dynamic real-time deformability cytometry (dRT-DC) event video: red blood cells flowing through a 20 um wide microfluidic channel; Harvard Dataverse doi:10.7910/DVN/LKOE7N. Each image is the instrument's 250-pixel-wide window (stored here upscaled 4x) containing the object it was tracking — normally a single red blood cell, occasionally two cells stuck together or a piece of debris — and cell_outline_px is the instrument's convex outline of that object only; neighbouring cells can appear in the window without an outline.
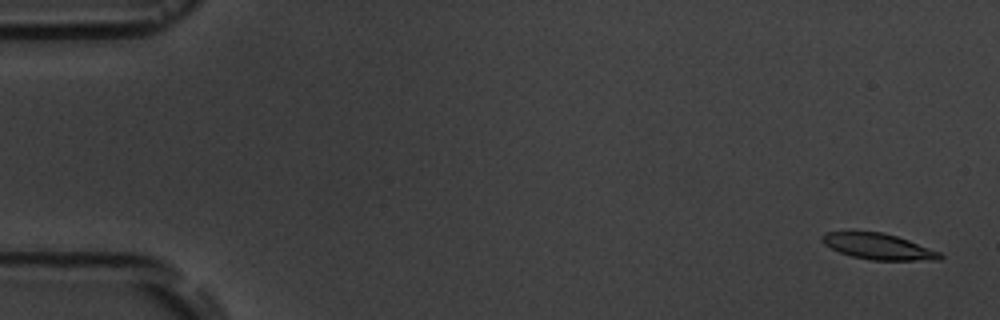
{"species": "common noctule bat (a hibernating species)", "species_latin": "Nyctalus noctula", "temperature_condition": "room temperature", "stored_images_in_passage": 5, "camera_frame_rate_fps": 3000, "um_per_image_px": 0.085, "animal": {"sex": "male", "body_mass_g": 19.5, "forearm_length_mm": 54.6}, "frame": {"image": 1, "passage_image": 1, "time_ms": 0.0, "image_size_px": [1000, 320], "cell_outline_px": [[944, 256], [940, 260], [872, 260], [852, 256], [840, 252], [824, 244], [820, 240], [820, 236], [824, 232], [884, 232], [908, 240], [940, 252]], "centroid_in_image_um": [74.65, 20.95], "position_along_channel_um": 10.3, "area_um2": 17.69}}
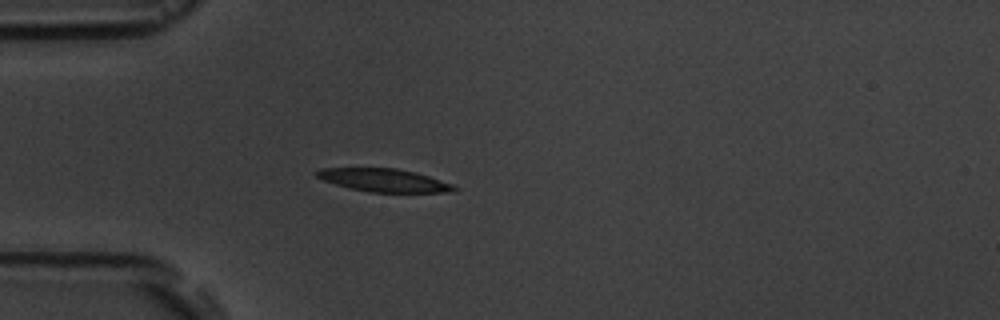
{"frame": {"image": 2, "passage_image": 5, "time_ms": 4.667, "image_size_px": [1000, 320], "cell_outline_px": [[456, 192], [368, 192], [336, 184], [324, 180], [316, 176], [312, 172], [320, 168], [396, 168], [416, 172], [452, 184], [456, 188]], "centroid_in_image_um": [32.62, 15.31], "position_along_channel_um": 52.4, "area_um2": 18.32}}